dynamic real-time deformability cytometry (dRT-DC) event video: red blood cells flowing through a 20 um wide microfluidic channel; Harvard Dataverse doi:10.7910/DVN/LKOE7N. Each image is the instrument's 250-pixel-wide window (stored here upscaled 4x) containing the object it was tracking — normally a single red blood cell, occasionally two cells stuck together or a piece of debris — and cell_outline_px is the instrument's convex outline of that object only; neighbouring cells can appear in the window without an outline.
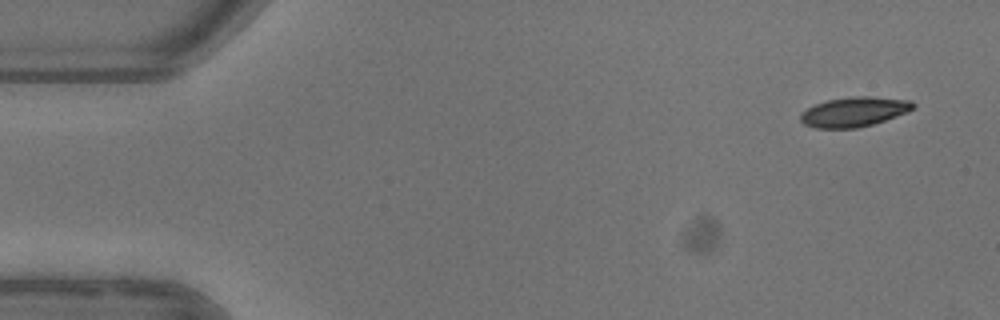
{"species": "common noctule bat (a hibernating species)", "species_latin": "Nyctalus noctula", "temperature_condition": "warm", "stored_images_in_passage": 5, "camera_frame_rate_fps": 3000, "um_per_image_px": 0.085, "animal": {"sex": "female"}, "frame": {"image": 1, "passage_image": 1, "time_ms": 0.0, "image_size_px": [1000, 320], "cell_outline_px": [[916, 104], [912, 108], [896, 116], [872, 124], [856, 128], [816, 128], [804, 124], [800, 120], [800, 112], [816, 104], [828, 100], [852, 96], [868, 96], [912, 100]], "centroid_in_image_um": [72.57, 9.5], "position_along_channel_um": 12.4, "area_um2": 19.31}}
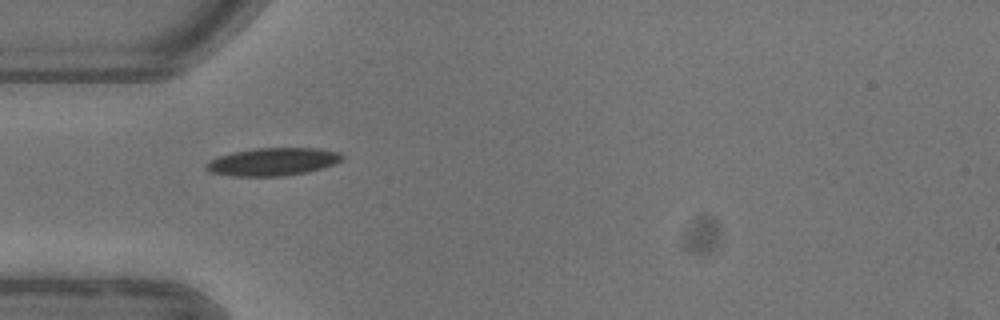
{"frame": {"image": 2, "passage_image": 4, "time_ms": 4.333, "image_size_px": [1000, 320], "cell_outline_px": [[344, 156], [340, 160], [332, 164], [308, 172], [284, 176], [232, 176], [208, 172], [204, 168], [204, 164], [220, 156], [232, 152], [252, 148], [320, 148], [340, 152]], "centroid_in_image_um": [23.15, 13.74], "position_along_channel_um": 61.8, "area_um2": 22.08}}
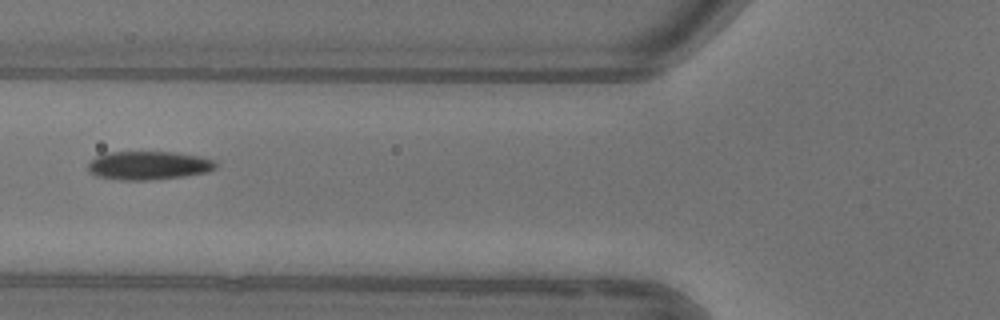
{"frame": {"image": 3, "passage_image": 5, "time_ms": 5.667, "image_size_px": [1000, 320], "cell_outline_px": [[216, 168], [208, 172], [184, 176], [144, 180], [128, 180], [96, 176], [88, 172], [88, 164], [96, 156], [108, 152], [172, 152], [200, 156], [216, 160]], "centroid_in_image_um": [12.64, 14.05], "position_along_channel_um": 113.2, "area_um2": 21.15}}